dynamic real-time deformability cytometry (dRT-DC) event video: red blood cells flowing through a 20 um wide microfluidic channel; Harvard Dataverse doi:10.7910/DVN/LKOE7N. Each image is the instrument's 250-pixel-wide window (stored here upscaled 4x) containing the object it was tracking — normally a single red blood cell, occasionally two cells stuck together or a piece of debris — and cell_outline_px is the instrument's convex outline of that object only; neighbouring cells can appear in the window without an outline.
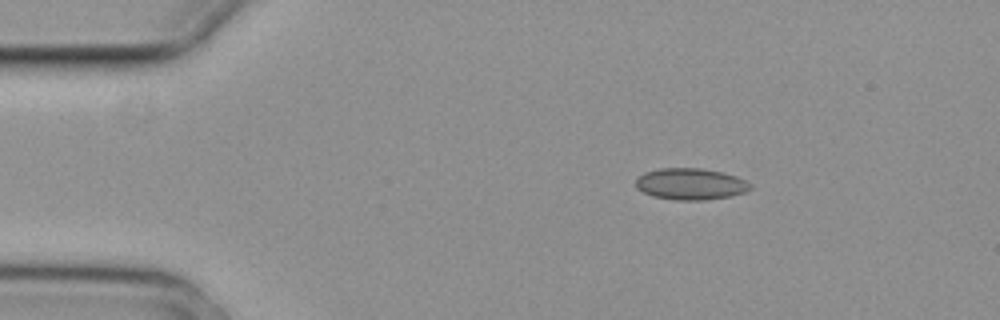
{"species": "common noctule bat (a hibernating species)", "species_latin": "Nyctalus noctula", "temperature_condition": "cold", "stored_images_in_passage": 3, "camera_frame_rate_fps": 3000, "um_per_image_px": 0.085, "animal": {"sex": "female", "body_mass_g": 29.2, "forearm_length_mm": 56.3}, "frame": {"image": 1, "passage_image": 1, "time_ms": 0.0, "image_size_px": [1000, 320], "cell_outline_px": [[752, 188], [744, 192], [732, 196], [704, 200], [676, 200], [652, 196], [636, 188], [636, 180], [644, 172], [660, 168], [700, 168], [720, 172], [736, 176], [752, 184]], "centroid_in_image_um": [58.7, 15.64], "position_along_channel_um": 26.3, "area_um2": 20.98}}
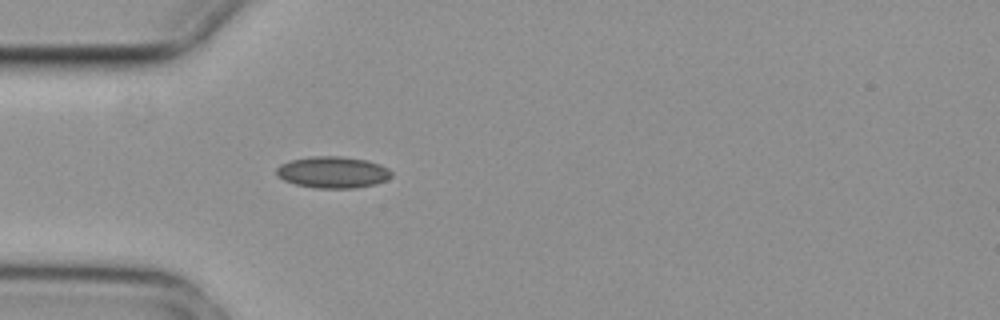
{"frame": {"image": 2, "passage_image": 3, "time_ms": 0.667, "image_size_px": [1000, 320], "cell_outline_px": [[392, 176], [376, 184], [356, 188], [316, 188], [296, 184], [284, 180], [276, 176], [276, 168], [280, 164], [292, 160], [312, 156], [340, 156], [368, 160], [380, 164], [388, 168], [392, 172]], "centroid_in_image_um": [28.29, 14.64], "position_along_channel_um": 56.7, "area_um2": 21.21}}